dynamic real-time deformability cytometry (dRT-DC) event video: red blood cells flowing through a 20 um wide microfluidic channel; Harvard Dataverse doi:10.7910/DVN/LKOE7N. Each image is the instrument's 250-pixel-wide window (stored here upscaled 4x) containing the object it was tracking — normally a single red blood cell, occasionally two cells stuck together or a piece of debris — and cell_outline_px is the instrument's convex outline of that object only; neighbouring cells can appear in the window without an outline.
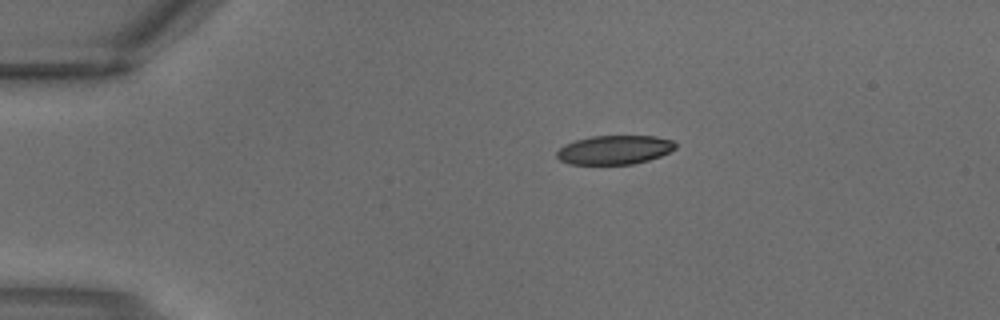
{"species": "common noctule bat (a hibernating species)", "species_latin": "Nyctalus noctula", "temperature_condition": "warm", "stored_images_in_passage": 2, "camera_frame_rate_fps": 3000, "um_per_image_px": 0.085, "animal": {"sex": "male", "body_mass_g": 18.8}, "frame": {"image": 1, "passage_image": 2, "time_ms": 0.333, "image_size_px": [1000, 320], "cell_outline_px": [[676, 148], [660, 156], [648, 160], [632, 164], [568, 164], [560, 160], [556, 156], [556, 152], [564, 144], [576, 140], [592, 136], [656, 136], [672, 140], [676, 144]], "centroid_in_image_um": [52.22, 12.73], "position_along_channel_um": 32.8, "area_um2": 20.0}}